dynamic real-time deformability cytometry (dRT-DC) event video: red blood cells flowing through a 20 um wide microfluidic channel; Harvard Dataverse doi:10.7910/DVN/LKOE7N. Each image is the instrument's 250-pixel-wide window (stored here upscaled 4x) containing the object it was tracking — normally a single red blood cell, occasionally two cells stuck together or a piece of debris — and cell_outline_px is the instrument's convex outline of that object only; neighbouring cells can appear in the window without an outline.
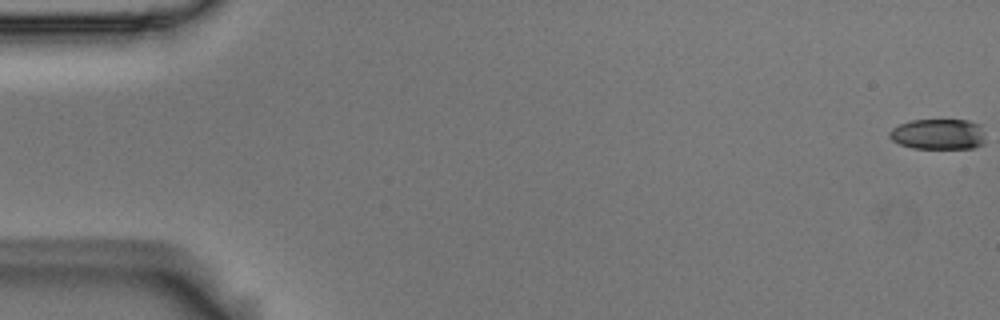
{"species": "Egyptian fruit bat (a non-hibernating species)", "species_latin": "Rousettus aegyptiacus", "temperature_condition": "room temperature", "stored_images_in_passage": 6, "camera_frame_rate_fps": 3000, "um_per_image_px": 0.085, "animal": {"sex": "male"}, "frame": {"image": 1, "passage_image": 1, "time_ms": 0.0, "image_size_px": [1000, 320], "cell_outline_px": [[984, 144], [972, 148], [912, 148], [900, 144], [892, 140], [888, 136], [888, 132], [892, 128], [900, 124], [912, 120], [968, 120], [980, 124], [984, 136]], "centroid_in_image_um": [79.75, 11.4], "position_along_channel_um": 5.3, "area_um2": 17.17}}
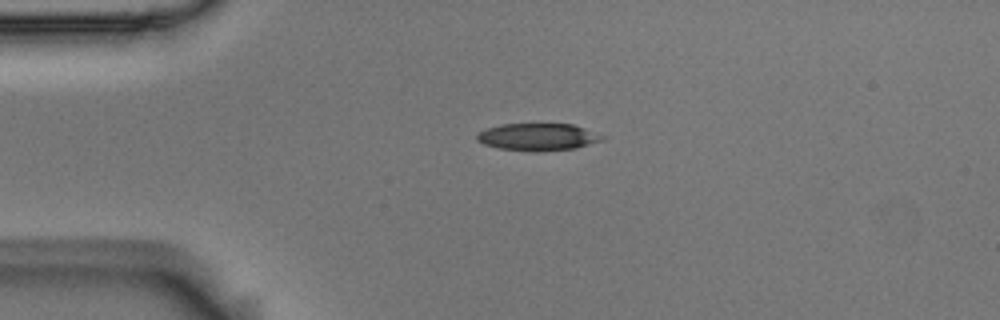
{"frame": {"image": 2, "passage_image": 4, "time_ms": 1.0, "image_size_px": [1000, 320], "cell_outline_px": [[608, 136], [604, 140], [576, 148], [536, 152], [500, 148], [484, 144], [476, 140], [476, 136], [484, 128], [500, 124], [572, 124]], "centroid_in_image_um": [45.75, 11.64], "position_along_channel_um": 39.3, "area_um2": 20.06}}
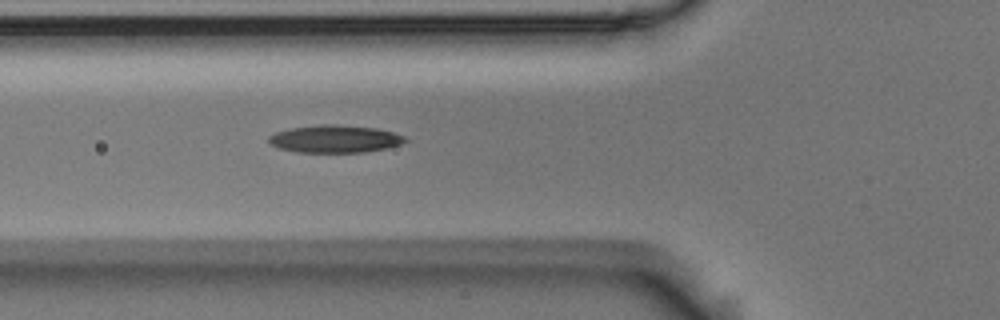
{"frame": {"image": 3, "passage_image": 6, "time_ms": 1.667, "image_size_px": [1000, 320], "cell_outline_px": [[408, 140], [400, 144], [384, 148], [364, 152], [296, 152], [280, 148], [272, 144], [268, 140], [268, 136], [276, 132], [292, 128], [324, 124], [336, 124], [376, 128], [392, 132], [404, 136]], "centroid_in_image_um": [28.46, 11.8], "position_along_channel_um": 97.3, "area_um2": 21.62}}